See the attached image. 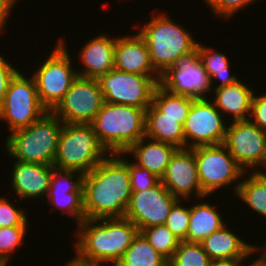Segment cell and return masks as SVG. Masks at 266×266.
I'll return each instance as SVG.
<instances>
[{
    "label": "cell",
    "instance_id": "16",
    "mask_svg": "<svg viewBox=\"0 0 266 266\" xmlns=\"http://www.w3.org/2000/svg\"><path fill=\"white\" fill-rule=\"evenodd\" d=\"M82 179L83 174L79 171L54 168L45 197L46 203L53 207L52 210H60L61 216L67 214L75 218L77 225L85 220Z\"/></svg>",
    "mask_w": 266,
    "mask_h": 266
},
{
    "label": "cell",
    "instance_id": "4",
    "mask_svg": "<svg viewBox=\"0 0 266 266\" xmlns=\"http://www.w3.org/2000/svg\"><path fill=\"white\" fill-rule=\"evenodd\" d=\"M91 126L99 143L109 154L124 153L145 137V110L104 102Z\"/></svg>",
    "mask_w": 266,
    "mask_h": 266
},
{
    "label": "cell",
    "instance_id": "24",
    "mask_svg": "<svg viewBox=\"0 0 266 266\" xmlns=\"http://www.w3.org/2000/svg\"><path fill=\"white\" fill-rule=\"evenodd\" d=\"M185 121L186 118L162 117V113L151 104L145 110V137L185 149Z\"/></svg>",
    "mask_w": 266,
    "mask_h": 266
},
{
    "label": "cell",
    "instance_id": "40",
    "mask_svg": "<svg viewBox=\"0 0 266 266\" xmlns=\"http://www.w3.org/2000/svg\"><path fill=\"white\" fill-rule=\"evenodd\" d=\"M63 266H100V265L82 259L76 254L74 258L72 257V260H69V262H67L65 265L63 264Z\"/></svg>",
    "mask_w": 266,
    "mask_h": 266
},
{
    "label": "cell",
    "instance_id": "18",
    "mask_svg": "<svg viewBox=\"0 0 266 266\" xmlns=\"http://www.w3.org/2000/svg\"><path fill=\"white\" fill-rule=\"evenodd\" d=\"M12 176L10 177L11 190L22 202L24 199L44 200L50 187L53 165L14 161ZM37 197V198H36ZM41 197V198H40Z\"/></svg>",
    "mask_w": 266,
    "mask_h": 266
},
{
    "label": "cell",
    "instance_id": "11",
    "mask_svg": "<svg viewBox=\"0 0 266 266\" xmlns=\"http://www.w3.org/2000/svg\"><path fill=\"white\" fill-rule=\"evenodd\" d=\"M103 104L97 79L78 76L51 112L63 123L91 124Z\"/></svg>",
    "mask_w": 266,
    "mask_h": 266
},
{
    "label": "cell",
    "instance_id": "7",
    "mask_svg": "<svg viewBox=\"0 0 266 266\" xmlns=\"http://www.w3.org/2000/svg\"><path fill=\"white\" fill-rule=\"evenodd\" d=\"M66 46V42L58 38L49 57L40 63L32 75L40 103L48 111L59 103L78 77L77 68L73 67L72 57Z\"/></svg>",
    "mask_w": 266,
    "mask_h": 266
},
{
    "label": "cell",
    "instance_id": "37",
    "mask_svg": "<svg viewBox=\"0 0 266 266\" xmlns=\"http://www.w3.org/2000/svg\"><path fill=\"white\" fill-rule=\"evenodd\" d=\"M255 94L252 98L249 120L266 132V92L259 96Z\"/></svg>",
    "mask_w": 266,
    "mask_h": 266
},
{
    "label": "cell",
    "instance_id": "10",
    "mask_svg": "<svg viewBox=\"0 0 266 266\" xmlns=\"http://www.w3.org/2000/svg\"><path fill=\"white\" fill-rule=\"evenodd\" d=\"M160 76L131 74L116 69L100 76L97 81L104 102L139 107L146 110L152 104Z\"/></svg>",
    "mask_w": 266,
    "mask_h": 266
},
{
    "label": "cell",
    "instance_id": "30",
    "mask_svg": "<svg viewBox=\"0 0 266 266\" xmlns=\"http://www.w3.org/2000/svg\"><path fill=\"white\" fill-rule=\"evenodd\" d=\"M140 233L147 239L149 244L168 261L173 256L180 242L165 224L142 229Z\"/></svg>",
    "mask_w": 266,
    "mask_h": 266
},
{
    "label": "cell",
    "instance_id": "22",
    "mask_svg": "<svg viewBox=\"0 0 266 266\" xmlns=\"http://www.w3.org/2000/svg\"><path fill=\"white\" fill-rule=\"evenodd\" d=\"M178 150L172 144L151 140L147 137L139 139L124 154L133 155L137 166L147 169L158 178H162L170 163L171 157Z\"/></svg>",
    "mask_w": 266,
    "mask_h": 266
},
{
    "label": "cell",
    "instance_id": "33",
    "mask_svg": "<svg viewBox=\"0 0 266 266\" xmlns=\"http://www.w3.org/2000/svg\"><path fill=\"white\" fill-rule=\"evenodd\" d=\"M180 201L182 199H178L171 207L165 225L180 241H184L189 227L190 206L185 207Z\"/></svg>",
    "mask_w": 266,
    "mask_h": 266
},
{
    "label": "cell",
    "instance_id": "39",
    "mask_svg": "<svg viewBox=\"0 0 266 266\" xmlns=\"http://www.w3.org/2000/svg\"><path fill=\"white\" fill-rule=\"evenodd\" d=\"M17 1L19 0H0V34L4 33L6 21L9 19L8 16H10L9 13L12 12Z\"/></svg>",
    "mask_w": 266,
    "mask_h": 266
},
{
    "label": "cell",
    "instance_id": "6",
    "mask_svg": "<svg viewBox=\"0 0 266 266\" xmlns=\"http://www.w3.org/2000/svg\"><path fill=\"white\" fill-rule=\"evenodd\" d=\"M108 154L99 143L91 124L64 123L53 166L86 174Z\"/></svg>",
    "mask_w": 266,
    "mask_h": 266
},
{
    "label": "cell",
    "instance_id": "2",
    "mask_svg": "<svg viewBox=\"0 0 266 266\" xmlns=\"http://www.w3.org/2000/svg\"><path fill=\"white\" fill-rule=\"evenodd\" d=\"M76 227L75 254L100 266H115L139 233L125 217L85 219Z\"/></svg>",
    "mask_w": 266,
    "mask_h": 266
},
{
    "label": "cell",
    "instance_id": "9",
    "mask_svg": "<svg viewBox=\"0 0 266 266\" xmlns=\"http://www.w3.org/2000/svg\"><path fill=\"white\" fill-rule=\"evenodd\" d=\"M47 112L40 103L34 78L19 71L11 80L0 106V120L13 132L30 126Z\"/></svg>",
    "mask_w": 266,
    "mask_h": 266
},
{
    "label": "cell",
    "instance_id": "34",
    "mask_svg": "<svg viewBox=\"0 0 266 266\" xmlns=\"http://www.w3.org/2000/svg\"><path fill=\"white\" fill-rule=\"evenodd\" d=\"M5 196L0 197V227L28 226V214Z\"/></svg>",
    "mask_w": 266,
    "mask_h": 266
},
{
    "label": "cell",
    "instance_id": "21",
    "mask_svg": "<svg viewBox=\"0 0 266 266\" xmlns=\"http://www.w3.org/2000/svg\"><path fill=\"white\" fill-rule=\"evenodd\" d=\"M116 37L111 38L108 33L97 34L82 46L79 60L84 66L77 70L80 77L98 79L108 71L114 69V48Z\"/></svg>",
    "mask_w": 266,
    "mask_h": 266
},
{
    "label": "cell",
    "instance_id": "38",
    "mask_svg": "<svg viewBox=\"0 0 266 266\" xmlns=\"http://www.w3.org/2000/svg\"><path fill=\"white\" fill-rule=\"evenodd\" d=\"M21 70L17 69L0 54V106L4 100L5 94L11 80Z\"/></svg>",
    "mask_w": 266,
    "mask_h": 266
},
{
    "label": "cell",
    "instance_id": "27",
    "mask_svg": "<svg viewBox=\"0 0 266 266\" xmlns=\"http://www.w3.org/2000/svg\"><path fill=\"white\" fill-rule=\"evenodd\" d=\"M250 173V175H248ZM238 186L235 198L243 201L248 207L264 219L266 218V176L260 171L245 172Z\"/></svg>",
    "mask_w": 266,
    "mask_h": 266
},
{
    "label": "cell",
    "instance_id": "12",
    "mask_svg": "<svg viewBox=\"0 0 266 266\" xmlns=\"http://www.w3.org/2000/svg\"><path fill=\"white\" fill-rule=\"evenodd\" d=\"M229 123L223 144L245 172L260 171L266 163V132L250 120Z\"/></svg>",
    "mask_w": 266,
    "mask_h": 266
},
{
    "label": "cell",
    "instance_id": "23",
    "mask_svg": "<svg viewBox=\"0 0 266 266\" xmlns=\"http://www.w3.org/2000/svg\"><path fill=\"white\" fill-rule=\"evenodd\" d=\"M238 80L234 84L212 90L213 104L224 116H231V121L249 120L254 89ZM215 94V95H214Z\"/></svg>",
    "mask_w": 266,
    "mask_h": 266
},
{
    "label": "cell",
    "instance_id": "32",
    "mask_svg": "<svg viewBox=\"0 0 266 266\" xmlns=\"http://www.w3.org/2000/svg\"><path fill=\"white\" fill-rule=\"evenodd\" d=\"M29 226L0 227V259L9 265L11 258L22 244Z\"/></svg>",
    "mask_w": 266,
    "mask_h": 266
},
{
    "label": "cell",
    "instance_id": "44",
    "mask_svg": "<svg viewBox=\"0 0 266 266\" xmlns=\"http://www.w3.org/2000/svg\"><path fill=\"white\" fill-rule=\"evenodd\" d=\"M248 264H249V265L245 264V266H260V264H259L255 259L252 261V263H249V262H248ZM243 266H244V265H243Z\"/></svg>",
    "mask_w": 266,
    "mask_h": 266
},
{
    "label": "cell",
    "instance_id": "41",
    "mask_svg": "<svg viewBox=\"0 0 266 266\" xmlns=\"http://www.w3.org/2000/svg\"><path fill=\"white\" fill-rule=\"evenodd\" d=\"M244 262L246 261L245 260H232V261L212 262L211 266H243Z\"/></svg>",
    "mask_w": 266,
    "mask_h": 266
},
{
    "label": "cell",
    "instance_id": "26",
    "mask_svg": "<svg viewBox=\"0 0 266 266\" xmlns=\"http://www.w3.org/2000/svg\"><path fill=\"white\" fill-rule=\"evenodd\" d=\"M214 50L212 46L208 47L202 42H197L196 54L211 79L212 90L234 84L239 80L236 75H231L230 65L232 64H229V59L225 53ZM219 81L220 83H218ZM215 82L218 83L217 86L214 84ZM214 85L215 87H213Z\"/></svg>",
    "mask_w": 266,
    "mask_h": 266
},
{
    "label": "cell",
    "instance_id": "46",
    "mask_svg": "<svg viewBox=\"0 0 266 266\" xmlns=\"http://www.w3.org/2000/svg\"><path fill=\"white\" fill-rule=\"evenodd\" d=\"M0 266H8L3 260L0 259Z\"/></svg>",
    "mask_w": 266,
    "mask_h": 266
},
{
    "label": "cell",
    "instance_id": "17",
    "mask_svg": "<svg viewBox=\"0 0 266 266\" xmlns=\"http://www.w3.org/2000/svg\"><path fill=\"white\" fill-rule=\"evenodd\" d=\"M161 183L173 196L184 202L191 201L193 196L198 201L207 197L199 182L197 163L192 149H178L174 153L161 178Z\"/></svg>",
    "mask_w": 266,
    "mask_h": 266
},
{
    "label": "cell",
    "instance_id": "36",
    "mask_svg": "<svg viewBox=\"0 0 266 266\" xmlns=\"http://www.w3.org/2000/svg\"><path fill=\"white\" fill-rule=\"evenodd\" d=\"M129 173L132 192L154 187L161 181L156 175L137 166L132 161L129 162Z\"/></svg>",
    "mask_w": 266,
    "mask_h": 266
},
{
    "label": "cell",
    "instance_id": "14",
    "mask_svg": "<svg viewBox=\"0 0 266 266\" xmlns=\"http://www.w3.org/2000/svg\"><path fill=\"white\" fill-rule=\"evenodd\" d=\"M159 86L172 94L194 99L208 98V92L212 91L211 79L196 53L160 75Z\"/></svg>",
    "mask_w": 266,
    "mask_h": 266
},
{
    "label": "cell",
    "instance_id": "20",
    "mask_svg": "<svg viewBox=\"0 0 266 266\" xmlns=\"http://www.w3.org/2000/svg\"><path fill=\"white\" fill-rule=\"evenodd\" d=\"M222 226L219 230L206 237L200 244L212 262L246 260L254 257L259 251V246L245 242L232 228ZM244 240V241H243Z\"/></svg>",
    "mask_w": 266,
    "mask_h": 266
},
{
    "label": "cell",
    "instance_id": "31",
    "mask_svg": "<svg viewBox=\"0 0 266 266\" xmlns=\"http://www.w3.org/2000/svg\"><path fill=\"white\" fill-rule=\"evenodd\" d=\"M207 253L200 243L180 241L168 266H211Z\"/></svg>",
    "mask_w": 266,
    "mask_h": 266
},
{
    "label": "cell",
    "instance_id": "45",
    "mask_svg": "<svg viewBox=\"0 0 266 266\" xmlns=\"http://www.w3.org/2000/svg\"><path fill=\"white\" fill-rule=\"evenodd\" d=\"M265 170V172H264V170ZM261 170H263V171H261ZM260 172L263 174V175H265L266 176V163H265V165H264V168H262V169H260Z\"/></svg>",
    "mask_w": 266,
    "mask_h": 266
},
{
    "label": "cell",
    "instance_id": "29",
    "mask_svg": "<svg viewBox=\"0 0 266 266\" xmlns=\"http://www.w3.org/2000/svg\"><path fill=\"white\" fill-rule=\"evenodd\" d=\"M194 98L175 95L157 86L152 97V104L162 113V117L187 118Z\"/></svg>",
    "mask_w": 266,
    "mask_h": 266
},
{
    "label": "cell",
    "instance_id": "19",
    "mask_svg": "<svg viewBox=\"0 0 266 266\" xmlns=\"http://www.w3.org/2000/svg\"><path fill=\"white\" fill-rule=\"evenodd\" d=\"M135 33L116 37L114 69L144 76H160L151 64L144 38L137 31Z\"/></svg>",
    "mask_w": 266,
    "mask_h": 266
},
{
    "label": "cell",
    "instance_id": "28",
    "mask_svg": "<svg viewBox=\"0 0 266 266\" xmlns=\"http://www.w3.org/2000/svg\"><path fill=\"white\" fill-rule=\"evenodd\" d=\"M115 266H168V260L139 232Z\"/></svg>",
    "mask_w": 266,
    "mask_h": 266
},
{
    "label": "cell",
    "instance_id": "25",
    "mask_svg": "<svg viewBox=\"0 0 266 266\" xmlns=\"http://www.w3.org/2000/svg\"><path fill=\"white\" fill-rule=\"evenodd\" d=\"M199 200L200 203L190 206V220L185 242L201 243L227 223L222 220V214L216 206L209 204L208 201Z\"/></svg>",
    "mask_w": 266,
    "mask_h": 266
},
{
    "label": "cell",
    "instance_id": "42",
    "mask_svg": "<svg viewBox=\"0 0 266 266\" xmlns=\"http://www.w3.org/2000/svg\"><path fill=\"white\" fill-rule=\"evenodd\" d=\"M255 260L260 264V266H266V259L261 254Z\"/></svg>",
    "mask_w": 266,
    "mask_h": 266
},
{
    "label": "cell",
    "instance_id": "15",
    "mask_svg": "<svg viewBox=\"0 0 266 266\" xmlns=\"http://www.w3.org/2000/svg\"><path fill=\"white\" fill-rule=\"evenodd\" d=\"M178 200L161 183L142 191L132 192L125 218L142 229L164 225L171 207Z\"/></svg>",
    "mask_w": 266,
    "mask_h": 266
},
{
    "label": "cell",
    "instance_id": "8",
    "mask_svg": "<svg viewBox=\"0 0 266 266\" xmlns=\"http://www.w3.org/2000/svg\"><path fill=\"white\" fill-rule=\"evenodd\" d=\"M192 150L194 151L198 178L204 194L208 197L215 193L217 189L231 188L234 182L233 193L236 194L240 184L239 181L244 177L245 171L233 159L228 148L222 143L199 146L192 148Z\"/></svg>",
    "mask_w": 266,
    "mask_h": 266
},
{
    "label": "cell",
    "instance_id": "5",
    "mask_svg": "<svg viewBox=\"0 0 266 266\" xmlns=\"http://www.w3.org/2000/svg\"><path fill=\"white\" fill-rule=\"evenodd\" d=\"M63 125L48 111L30 126L10 132L4 143L7 155L21 162L53 165Z\"/></svg>",
    "mask_w": 266,
    "mask_h": 266
},
{
    "label": "cell",
    "instance_id": "13",
    "mask_svg": "<svg viewBox=\"0 0 266 266\" xmlns=\"http://www.w3.org/2000/svg\"><path fill=\"white\" fill-rule=\"evenodd\" d=\"M223 117L210 98L194 99L183 126L185 148L222 144L228 125Z\"/></svg>",
    "mask_w": 266,
    "mask_h": 266
},
{
    "label": "cell",
    "instance_id": "43",
    "mask_svg": "<svg viewBox=\"0 0 266 266\" xmlns=\"http://www.w3.org/2000/svg\"><path fill=\"white\" fill-rule=\"evenodd\" d=\"M264 243H263L264 246L263 247L261 246V248H260V251H261L260 254L266 259V240ZM261 249H263V250H261Z\"/></svg>",
    "mask_w": 266,
    "mask_h": 266
},
{
    "label": "cell",
    "instance_id": "3",
    "mask_svg": "<svg viewBox=\"0 0 266 266\" xmlns=\"http://www.w3.org/2000/svg\"><path fill=\"white\" fill-rule=\"evenodd\" d=\"M153 14L143 23L138 33L144 38L151 64L162 75L168 68L178 65L181 59L196 53L197 41L189 30L166 15Z\"/></svg>",
    "mask_w": 266,
    "mask_h": 266
},
{
    "label": "cell",
    "instance_id": "1",
    "mask_svg": "<svg viewBox=\"0 0 266 266\" xmlns=\"http://www.w3.org/2000/svg\"><path fill=\"white\" fill-rule=\"evenodd\" d=\"M124 155L108 154L89 173L83 174L85 219L125 217L132 191L129 160Z\"/></svg>",
    "mask_w": 266,
    "mask_h": 266
},
{
    "label": "cell",
    "instance_id": "35",
    "mask_svg": "<svg viewBox=\"0 0 266 266\" xmlns=\"http://www.w3.org/2000/svg\"><path fill=\"white\" fill-rule=\"evenodd\" d=\"M214 12L215 18L231 19L235 13L240 12L257 0H202ZM243 8V9H242ZM233 15V16H232ZM217 16V17H216Z\"/></svg>",
    "mask_w": 266,
    "mask_h": 266
}]
</instances>
